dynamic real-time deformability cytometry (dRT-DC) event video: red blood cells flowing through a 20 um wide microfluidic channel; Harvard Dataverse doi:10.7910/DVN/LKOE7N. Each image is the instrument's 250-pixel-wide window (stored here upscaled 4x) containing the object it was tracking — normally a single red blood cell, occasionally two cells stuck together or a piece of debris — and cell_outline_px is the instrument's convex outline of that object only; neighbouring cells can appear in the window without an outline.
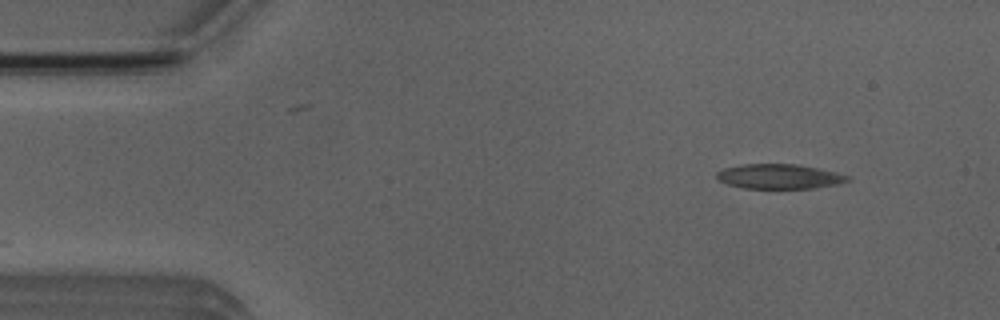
{"species": "Egyptian fruit bat (a non-hibernating species)", "species_latin": "Rousettus aegyptiacus", "temperature_condition": "room temperature", "stored_images_in_passage": 2, "camera_frame_rate_fps": 3000, "um_per_image_px": 0.085, "animal": {"sex": "male"}, "frame": {"image": 1, "passage_image": 1, "time_ms": 0.0, "image_size_px": [1000, 320], "cell_outline_px": [[852, 180], [840, 184], [816, 188], [744, 188], [728, 184], [716, 180], [716, 172], [724, 168], [744, 164], [796, 164], [820, 168], [852, 176]], "centroid_in_image_um": [66.29, 15.0], "position_along_channel_um": 18.7, "area_um2": 19.13}}